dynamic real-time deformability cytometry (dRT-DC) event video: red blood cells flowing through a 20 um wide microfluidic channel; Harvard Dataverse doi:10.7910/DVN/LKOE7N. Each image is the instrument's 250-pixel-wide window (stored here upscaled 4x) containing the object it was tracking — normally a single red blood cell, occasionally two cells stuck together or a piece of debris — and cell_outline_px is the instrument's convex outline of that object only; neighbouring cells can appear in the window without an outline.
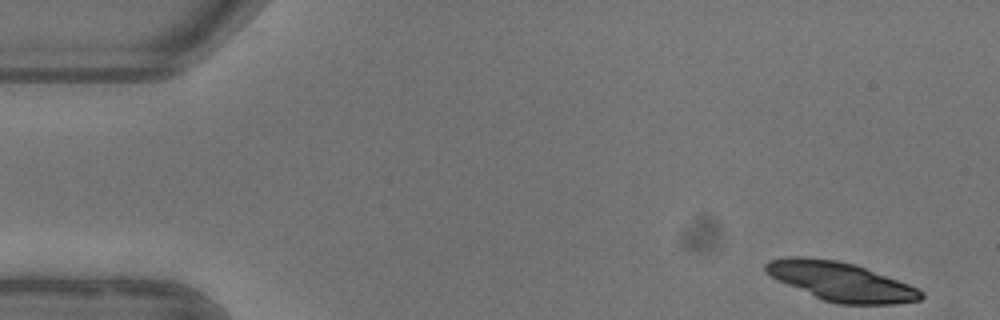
{"species": "common noctule bat (a hibernating species)", "species_latin": "Nyctalus noctula", "temperature_condition": "warm", "stored_images_in_passage": 5, "camera_frame_rate_fps": 3000, "um_per_image_px": 0.085, "animal": {"sex": "female"}, "frame": {"image": 1, "passage_image": 1, "time_ms": 0.0, "image_size_px": [1000, 320], "cell_outline_px": [[924, 296], [920, 300], [892, 304], [836, 304], [824, 300], [788, 284], [764, 272], [764, 264], [768, 260], [788, 256], [804, 256], [836, 260], [856, 264], [908, 284], [924, 292]], "centroid_in_image_um": [71.46, 23.91], "position_along_channel_um": 13.5, "area_um2": 34.85}}